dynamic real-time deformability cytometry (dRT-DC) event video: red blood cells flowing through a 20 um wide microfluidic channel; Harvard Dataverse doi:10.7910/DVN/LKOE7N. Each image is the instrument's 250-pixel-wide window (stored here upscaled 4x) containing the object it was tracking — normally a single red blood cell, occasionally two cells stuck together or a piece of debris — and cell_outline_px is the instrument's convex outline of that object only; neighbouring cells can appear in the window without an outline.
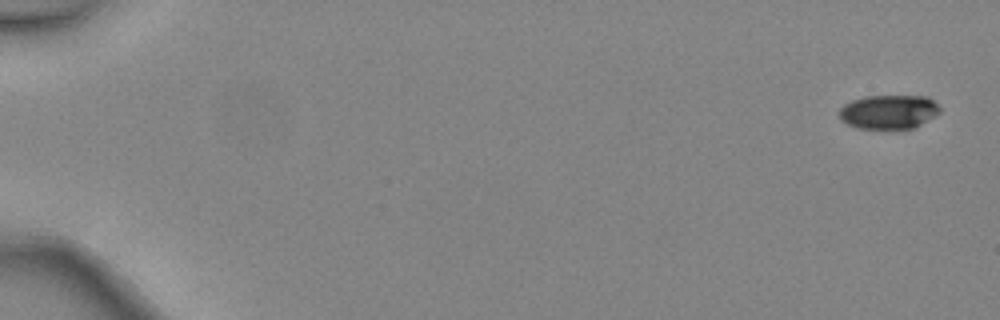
{"species": "common noctule bat (a hibernating species)", "species_latin": "Nyctalus noctula", "temperature_condition": "warm", "stored_images_in_passage": 7, "camera_frame_rate_fps": 3000, "um_per_image_px": 0.085, "animal": {"sex": "female", "body_mass_g": 24.6, "forearm_length_mm": 56.2}, "frame": {"image": 1, "passage_image": 1, "time_ms": 0.0, "image_size_px": [1000, 320], "cell_outline_px": [[940, 112], [936, 116], [912, 128], [856, 128], [840, 120], [840, 108], [844, 104], [852, 100], [864, 96], [928, 96], [940, 108]], "centroid_in_image_um": [75.53, 9.49], "position_along_channel_um": 9.5, "area_um2": 19.88}}
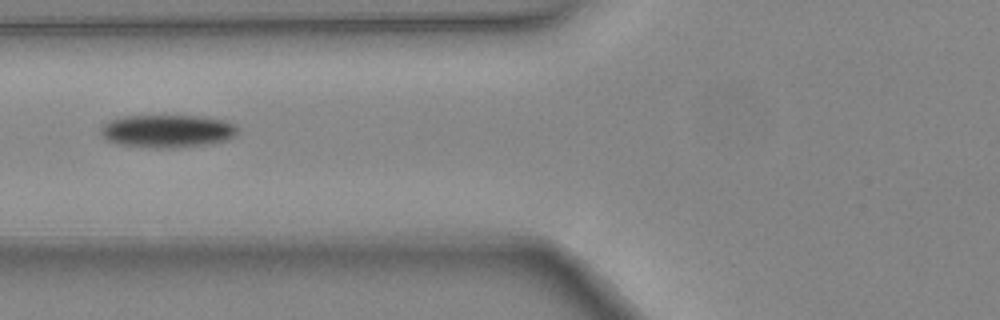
{"frame": {"image": 2, "passage_image": 6, "time_ms": 1.667, "image_size_px": [1000, 320], "cell_outline_px": [[240, 128], [236, 136], [228, 140], [204, 144], [172, 148], [160, 148], [116, 144], [104, 140], [100, 136], [100, 128], [108, 120], [124, 116], [204, 116], [224, 120], [236, 124]], "centroid_in_image_um": [14.22, 11.14], "position_along_channel_um": 111.6, "area_um2": 26.59}}
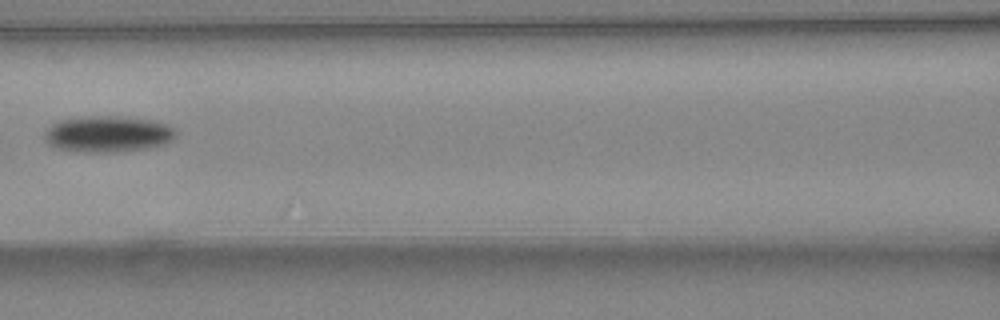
{"frame": {"image": 3, "passage_image": 7, "time_ms": 2.0, "image_size_px": [1000, 320], "cell_outline_px": [[176, 132], [164, 144], [148, 148], [120, 152], [76, 152], [52, 148], [44, 140], [44, 132], [52, 124], [60, 120], [80, 116], [120, 116], [156, 120], [172, 128]], "centroid_in_image_um": [9.07, 11.4], "position_along_channel_um": 157.5, "area_um2": 28.03}}